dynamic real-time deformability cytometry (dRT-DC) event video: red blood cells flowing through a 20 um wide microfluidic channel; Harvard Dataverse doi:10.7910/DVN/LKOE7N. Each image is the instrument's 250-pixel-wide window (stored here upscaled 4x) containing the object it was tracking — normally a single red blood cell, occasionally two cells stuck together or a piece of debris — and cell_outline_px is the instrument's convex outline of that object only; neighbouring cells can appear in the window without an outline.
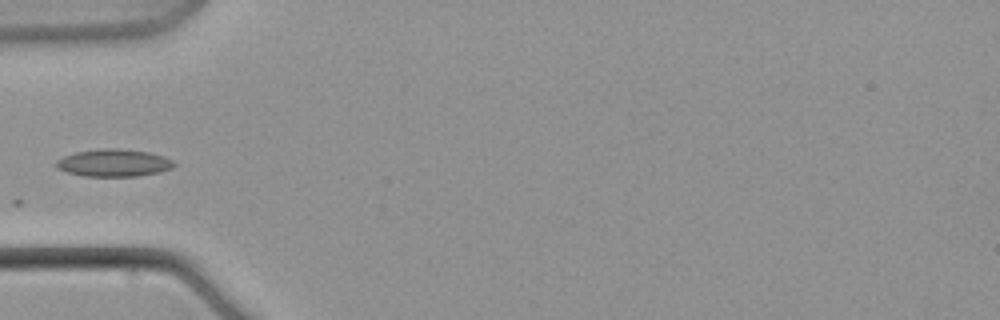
{"species": "common noctule bat (a hibernating species)", "species_latin": "Nyctalus noctula", "temperature_condition": "warm", "stored_images_in_passage": 8, "camera_frame_rate_fps": 3000, "um_per_image_px": 0.085, "animal": {"sex": "male", "body_mass_g": 21.5, "forearm_length_mm": 52.0}, "frame": {"image": 1, "passage_image": 8, "time_ms": 8.667, "image_size_px": [1000, 320], "cell_outline_px": [[176, 164], [172, 168], [160, 172], [136, 176], [84, 176], [68, 172], [56, 168], [52, 164], [56, 160], [64, 156], [76, 152], [104, 148], [116, 148], [148, 152], [164, 156], [172, 160]], "centroid_in_image_um": [9.65, 13.84], "position_along_channel_um": 75.4, "area_um2": 18.84}}